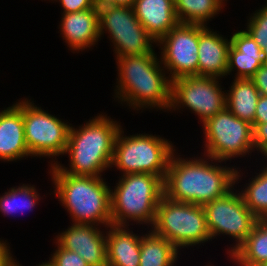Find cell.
<instances>
[{"label": "cell", "mask_w": 267, "mask_h": 266, "mask_svg": "<svg viewBox=\"0 0 267 266\" xmlns=\"http://www.w3.org/2000/svg\"><path fill=\"white\" fill-rule=\"evenodd\" d=\"M178 151L173 153L164 179V196L168 199L203 206L235 187L236 165L201 153L185 158Z\"/></svg>", "instance_id": "obj_1"}, {"label": "cell", "mask_w": 267, "mask_h": 266, "mask_svg": "<svg viewBox=\"0 0 267 266\" xmlns=\"http://www.w3.org/2000/svg\"><path fill=\"white\" fill-rule=\"evenodd\" d=\"M115 102L140 113L147 109L167 112L171 105L172 81L155 49L148 54L115 58ZM118 76V77H117ZM126 106V107H125Z\"/></svg>", "instance_id": "obj_2"}, {"label": "cell", "mask_w": 267, "mask_h": 266, "mask_svg": "<svg viewBox=\"0 0 267 266\" xmlns=\"http://www.w3.org/2000/svg\"><path fill=\"white\" fill-rule=\"evenodd\" d=\"M89 120V121H88ZM80 126L69 130L67 148L68 165L60 161L56 166L65 173L77 176H103L110 169L120 121L111 119L106 112L94 115Z\"/></svg>", "instance_id": "obj_3"}, {"label": "cell", "mask_w": 267, "mask_h": 266, "mask_svg": "<svg viewBox=\"0 0 267 266\" xmlns=\"http://www.w3.org/2000/svg\"><path fill=\"white\" fill-rule=\"evenodd\" d=\"M50 168V169H49ZM58 203L69 214L72 224L112 225L110 185L103 176H77L62 172L56 165L48 167Z\"/></svg>", "instance_id": "obj_4"}, {"label": "cell", "mask_w": 267, "mask_h": 266, "mask_svg": "<svg viewBox=\"0 0 267 266\" xmlns=\"http://www.w3.org/2000/svg\"><path fill=\"white\" fill-rule=\"evenodd\" d=\"M118 178L115 186L110 187L112 225H144L149 230L164 196V180L150 173L126 174Z\"/></svg>", "instance_id": "obj_5"}, {"label": "cell", "mask_w": 267, "mask_h": 266, "mask_svg": "<svg viewBox=\"0 0 267 266\" xmlns=\"http://www.w3.org/2000/svg\"><path fill=\"white\" fill-rule=\"evenodd\" d=\"M123 128L116 136L110 169L115 167L119 175L150 173L164 180L171 157L178 147L171 140L153 133L136 132L127 136Z\"/></svg>", "instance_id": "obj_6"}, {"label": "cell", "mask_w": 267, "mask_h": 266, "mask_svg": "<svg viewBox=\"0 0 267 266\" xmlns=\"http://www.w3.org/2000/svg\"><path fill=\"white\" fill-rule=\"evenodd\" d=\"M150 230L171 242L179 251L200 248L211 242L205 211L202 205L176 202L163 196L157 206Z\"/></svg>", "instance_id": "obj_7"}, {"label": "cell", "mask_w": 267, "mask_h": 266, "mask_svg": "<svg viewBox=\"0 0 267 266\" xmlns=\"http://www.w3.org/2000/svg\"><path fill=\"white\" fill-rule=\"evenodd\" d=\"M14 104L22 111L26 145L33 158H51L48 166L56 165L64 157L71 123L44 110L29 97Z\"/></svg>", "instance_id": "obj_8"}, {"label": "cell", "mask_w": 267, "mask_h": 266, "mask_svg": "<svg viewBox=\"0 0 267 266\" xmlns=\"http://www.w3.org/2000/svg\"><path fill=\"white\" fill-rule=\"evenodd\" d=\"M204 153L219 161H230L255 154L253 126L236 117L227 107L202 124ZM253 153V154H252ZM248 156V157H247ZM235 158V159H234Z\"/></svg>", "instance_id": "obj_9"}, {"label": "cell", "mask_w": 267, "mask_h": 266, "mask_svg": "<svg viewBox=\"0 0 267 266\" xmlns=\"http://www.w3.org/2000/svg\"><path fill=\"white\" fill-rule=\"evenodd\" d=\"M98 22L100 40L107 35L115 58L156 49V41L136 18L133 7L98 4Z\"/></svg>", "instance_id": "obj_10"}, {"label": "cell", "mask_w": 267, "mask_h": 266, "mask_svg": "<svg viewBox=\"0 0 267 266\" xmlns=\"http://www.w3.org/2000/svg\"><path fill=\"white\" fill-rule=\"evenodd\" d=\"M235 186L224 197L203 205L211 240L227 236L233 240L225 250L227 256L246 240L258 218L245 205L244 199ZM232 246V247H231Z\"/></svg>", "instance_id": "obj_11"}, {"label": "cell", "mask_w": 267, "mask_h": 266, "mask_svg": "<svg viewBox=\"0 0 267 266\" xmlns=\"http://www.w3.org/2000/svg\"><path fill=\"white\" fill-rule=\"evenodd\" d=\"M221 80L207 76H188L173 80L168 113L178 114L187 109L198 117V123L203 124L226 107V88L222 86Z\"/></svg>", "instance_id": "obj_12"}, {"label": "cell", "mask_w": 267, "mask_h": 266, "mask_svg": "<svg viewBox=\"0 0 267 266\" xmlns=\"http://www.w3.org/2000/svg\"><path fill=\"white\" fill-rule=\"evenodd\" d=\"M199 24L178 23L156 44L171 81L198 76Z\"/></svg>", "instance_id": "obj_13"}, {"label": "cell", "mask_w": 267, "mask_h": 266, "mask_svg": "<svg viewBox=\"0 0 267 266\" xmlns=\"http://www.w3.org/2000/svg\"><path fill=\"white\" fill-rule=\"evenodd\" d=\"M105 229V230H104ZM72 224L55 235L62 248L79 254L89 266H107L106 228Z\"/></svg>", "instance_id": "obj_14"}, {"label": "cell", "mask_w": 267, "mask_h": 266, "mask_svg": "<svg viewBox=\"0 0 267 266\" xmlns=\"http://www.w3.org/2000/svg\"><path fill=\"white\" fill-rule=\"evenodd\" d=\"M59 37L71 53L88 52L100 41L98 4L93 9L61 13Z\"/></svg>", "instance_id": "obj_15"}, {"label": "cell", "mask_w": 267, "mask_h": 266, "mask_svg": "<svg viewBox=\"0 0 267 266\" xmlns=\"http://www.w3.org/2000/svg\"><path fill=\"white\" fill-rule=\"evenodd\" d=\"M231 39L209 26L199 24L198 76L224 80L228 69V50Z\"/></svg>", "instance_id": "obj_16"}, {"label": "cell", "mask_w": 267, "mask_h": 266, "mask_svg": "<svg viewBox=\"0 0 267 266\" xmlns=\"http://www.w3.org/2000/svg\"><path fill=\"white\" fill-rule=\"evenodd\" d=\"M231 34L226 78L231 74L235 79H250L265 64L266 54L244 29Z\"/></svg>", "instance_id": "obj_17"}, {"label": "cell", "mask_w": 267, "mask_h": 266, "mask_svg": "<svg viewBox=\"0 0 267 266\" xmlns=\"http://www.w3.org/2000/svg\"><path fill=\"white\" fill-rule=\"evenodd\" d=\"M28 157L33 158L26 145L23 113L13 103L0 111V161L12 163Z\"/></svg>", "instance_id": "obj_18"}, {"label": "cell", "mask_w": 267, "mask_h": 266, "mask_svg": "<svg viewBox=\"0 0 267 266\" xmlns=\"http://www.w3.org/2000/svg\"><path fill=\"white\" fill-rule=\"evenodd\" d=\"M133 10L156 43L179 23L174 0H135Z\"/></svg>", "instance_id": "obj_19"}, {"label": "cell", "mask_w": 267, "mask_h": 266, "mask_svg": "<svg viewBox=\"0 0 267 266\" xmlns=\"http://www.w3.org/2000/svg\"><path fill=\"white\" fill-rule=\"evenodd\" d=\"M129 227H106L107 266H139L142 232L135 233Z\"/></svg>", "instance_id": "obj_20"}, {"label": "cell", "mask_w": 267, "mask_h": 266, "mask_svg": "<svg viewBox=\"0 0 267 266\" xmlns=\"http://www.w3.org/2000/svg\"><path fill=\"white\" fill-rule=\"evenodd\" d=\"M228 88L226 107L236 117L253 126L257 103L261 95L254 82L248 78H233Z\"/></svg>", "instance_id": "obj_21"}, {"label": "cell", "mask_w": 267, "mask_h": 266, "mask_svg": "<svg viewBox=\"0 0 267 266\" xmlns=\"http://www.w3.org/2000/svg\"><path fill=\"white\" fill-rule=\"evenodd\" d=\"M265 161L266 165L261 166V169H257L256 172L254 170L253 174H256L255 176L250 174L252 177H249L248 183L246 180V184H242L244 187L239 183L243 180L242 178L250 176L249 173L246 172V174L244 168L242 170L239 166H237L235 172V186H238L237 189L240 191L245 205L258 219H261L267 212V160L265 159Z\"/></svg>", "instance_id": "obj_22"}, {"label": "cell", "mask_w": 267, "mask_h": 266, "mask_svg": "<svg viewBox=\"0 0 267 266\" xmlns=\"http://www.w3.org/2000/svg\"><path fill=\"white\" fill-rule=\"evenodd\" d=\"M227 260L236 266H262L266 263L267 224L258 219L246 240L227 256Z\"/></svg>", "instance_id": "obj_23"}, {"label": "cell", "mask_w": 267, "mask_h": 266, "mask_svg": "<svg viewBox=\"0 0 267 266\" xmlns=\"http://www.w3.org/2000/svg\"><path fill=\"white\" fill-rule=\"evenodd\" d=\"M143 232L139 266H177L181 251L165 238L154 234L150 229Z\"/></svg>", "instance_id": "obj_24"}, {"label": "cell", "mask_w": 267, "mask_h": 266, "mask_svg": "<svg viewBox=\"0 0 267 266\" xmlns=\"http://www.w3.org/2000/svg\"><path fill=\"white\" fill-rule=\"evenodd\" d=\"M229 0H174L179 23L209 25L223 12ZM223 9V10H222Z\"/></svg>", "instance_id": "obj_25"}, {"label": "cell", "mask_w": 267, "mask_h": 266, "mask_svg": "<svg viewBox=\"0 0 267 266\" xmlns=\"http://www.w3.org/2000/svg\"><path fill=\"white\" fill-rule=\"evenodd\" d=\"M31 183H20L18 186H12L2 195H0V214L3 217H14L17 214H23L29 210L32 212L44 195H40L38 188ZM26 213V212H25ZM20 214V215H21Z\"/></svg>", "instance_id": "obj_26"}, {"label": "cell", "mask_w": 267, "mask_h": 266, "mask_svg": "<svg viewBox=\"0 0 267 266\" xmlns=\"http://www.w3.org/2000/svg\"><path fill=\"white\" fill-rule=\"evenodd\" d=\"M252 12L250 15L248 14L247 23L244 25L247 27L244 30L267 55V7L260 5L258 9Z\"/></svg>", "instance_id": "obj_27"}, {"label": "cell", "mask_w": 267, "mask_h": 266, "mask_svg": "<svg viewBox=\"0 0 267 266\" xmlns=\"http://www.w3.org/2000/svg\"><path fill=\"white\" fill-rule=\"evenodd\" d=\"M55 248L49 257L54 266H89L87 262L76 252L62 248L54 238Z\"/></svg>", "instance_id": "obj_28"}, {"label": "cell", "mask_w": 267, "mask_h": 266, "mask_svg": "<svg viewBox=\"0 0 267 266\" xmlns=\"http://www.w3.org/2000/svg\"><path fill=\"white\" fill-rule=\"evenodd\" d=\"M253 142L258 156H263L261 162L265 163L263 160L267 159V123L253 125Z\"/></svg>", "instance_id": "obj_29"}, {"label": "cell", "mask_w": 267, "mask_h": 266, "mask_svg": "<svg viewBox=\"0 0 267 266\" xmlns=\"http://www.w3.org/2000/svg\"><path fill=\"white\" fill-rule=\"evenodd\" d=\"M50 2L60 4L59 6L62 9L60 13H72L93 9L98 4V0H49Z\"/></svg>", "instance_id": "obj_30"}, {"label": "cell", "mask_w": 267, "mask_h": 266, "mask_svg": "<svg viewBox=\"0 0 267 266\" xmlns=\"http://www.w3.org/2000/svg\"><path fill=\"white\" fill-rule=\"evenodd\" d=\"M250 79L254 82L259 93L267 96V64L261 65Z\"/></svg>", "instance_id": "obj_31"}, {"label": "cell", "mask_w": 267, "mask_h": 266, "mask_svg": "<svg viewBox=\"0 0 267 266\" xmlns=\"http://www.w3.org/2000/svg\"><path fill=\"white\" fill-rule=\"evenodd\" d=\"M9 245L7 240L0 238V266H14L16 264L13 250Z\"/></svg>", "instance_id": "obj_32"}, {"label": "cell", "mask_w": 267, "mask_h": 266, "mask_svg": "<svg viewBox=\"0 0 267 266\" xmlns=\"http://www.w3.org/2000/svg\"><path fill=\"white\" fill-rule=\"evenodd\" d=\"M265 123H267V96L260 95L256 107L254 124Z\"/></svg>", "instance_id": "obj_33"}, {"label": "cell", "mask_w": 267, "mask_h": 266, "mask_svg": "<svg viewBox=\"0 0 267 266\" xmlns=\"http://www.w3.org/2000/svg\"><path fill=\"white\" fill-rule=\"evenodd\" d=\"M135 0H98V4H107L110 6H129L133 7Z\"/></svg>", "instance_id": "obj_34"}, {"label": "cell", "mask_w": 267, "mask_h": 266, "mask_svg": "<svg viewBox=\"0 0 267 266\" xmlns=\"http://www.w3.org/2000/svg\"><path fill=\"white\" fill-rule=\"evenodd\" d=\"M16 264H17L18 266H22V264H20L18 260H16ZM36 266H54V265L50 262L49 259H48L47 261H46V259H45V262L38 263V264H36Z\"/></svg>", "instance_id": "obj_35"}, {"label": "cell", "mask_w": 267, "mask_h": 266, "mask_svg": "<svg viewBox=\"0 0 267 266\" xmlns=\"http://www.w3.org/2000/svg\"><path fill=\"white\" fill-rule=\"evenodd\" d=\"M260 220L267 224V212Z\"/></svg>", "instance_id": "obj_36"}, {"label": "cell", "mask_w": 267, "mask_h": 266, "mask_svg": "<svg viewBox=\"0 0 267 266\" xmlns=\"http://www.w3.org/2000/svg\"><path fill=\"white\" fill-rule=\"evenodd\" d=\"M212 262H209V263H207L206 265H204V266H214L213 264H211ZM211 264V265H210ZM216 266V265H215Z\"/></svg>", "instance_id": "obj_37"}, {"label": "cell", "mask_w": 267, "mask_h": 266, "mask_svg": "<svg viewBox=\"0 0 267 266\" xmlns=\"http://www.w3.org/2000/svg\"><path fill=\"white\" fill-rule=\"evenodd\" d=\"M265 4H263L265 7H267V0H265V2H264Z\"/></svg>", "instance_id": "obj_38"}]
</instances>
